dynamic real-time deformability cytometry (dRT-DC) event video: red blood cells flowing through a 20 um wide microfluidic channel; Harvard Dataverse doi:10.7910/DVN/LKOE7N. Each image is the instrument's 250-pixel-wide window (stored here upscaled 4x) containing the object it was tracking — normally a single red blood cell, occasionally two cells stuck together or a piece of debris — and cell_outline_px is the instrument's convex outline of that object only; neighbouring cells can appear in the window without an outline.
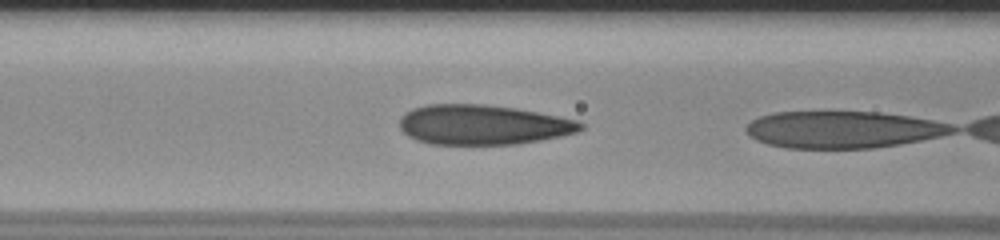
{"species": "human", "species_latin": "Homo sapiens", "temperature_condition": "room temperature", "stored_images_in_passage": 5, "camera_frame_rate_fps": 3000, "um_per_image_px": 0.085, "donor": {"sex": "male"}, "frame": {"image": 1, "passage_image": 4, "time_ms": 1.0, "image_size_px": [1000, 240], "cell_outline_px": [[584, 128], [576, 132], [560, 136], [540, 140], [516, 144], [432, 144], [416, 140], [408, 136], [400, 128], [400, 116], [404, 112], [412, 108], [428, 104], [484, 104], [516, 108], [580, 120], [584, 124]], "centroid_in_image_um": [41.04, 10.59], "position_along_channel_um": 125.6, "area_um2": 42.25}}